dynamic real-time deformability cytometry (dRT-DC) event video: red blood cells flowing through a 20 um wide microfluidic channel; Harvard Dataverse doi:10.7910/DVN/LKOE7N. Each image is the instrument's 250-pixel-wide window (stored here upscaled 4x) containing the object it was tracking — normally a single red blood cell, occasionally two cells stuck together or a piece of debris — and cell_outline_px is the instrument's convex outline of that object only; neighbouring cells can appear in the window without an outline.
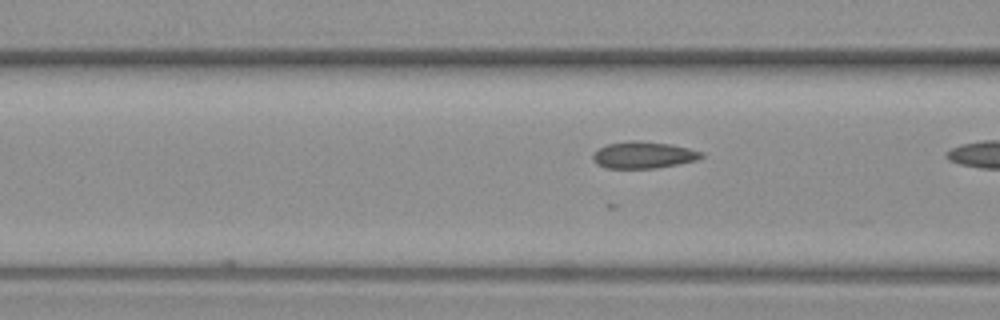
{"species": "common noctule bat (a hibernating species)", "species_latin": "Nyctalus noctula", "temperature_condition": "warm", "stored_images_in_passage": 9, "camera_frame_rate_fps": 3000, "um_per_image_px": 0.085, "animal": {"sex": "female", "body_mass_g": 19.3, "forearm_length_mm": 54.1}, "frame": {"image": 1, "passage_image": 9, "time_ms": 11.333, "image_size_px": [1000, 320], "cell_outline_px": [[704, 156], [696, 160], [656, 168], [604, 168], [596, 164], [592, 160], [592, 156], [600, 148], [608, 144], [628, 140], [640, 140], [672, 144], [704, 152]], "centroid_in_image_um": [54.69, 13.16], "position_along_channel_um": 111.9, "area_um2": 16.99}}